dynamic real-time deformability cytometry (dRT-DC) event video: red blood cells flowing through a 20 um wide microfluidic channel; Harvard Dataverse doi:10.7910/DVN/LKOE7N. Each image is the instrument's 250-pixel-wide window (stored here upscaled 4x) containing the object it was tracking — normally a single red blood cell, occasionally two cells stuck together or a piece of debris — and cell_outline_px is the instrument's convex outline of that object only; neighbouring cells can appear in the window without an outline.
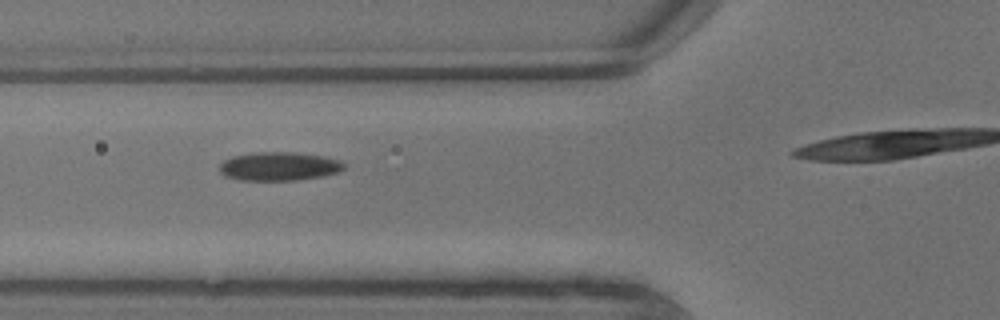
{"species": "common noctule bat (a hibernating species)", "species_latin": "Nyctalus noctula", "temperature_condition": "warm", "stored_images_in_passage": 6, "camera_frame_rate_fps": 3000, "um_per_image_px": 0.085, "animal": {"sex": "male", "body_mass_g": 13.3}, "frame": {"image": 1, "passage_image": 4, "time_ms": 1.0, "image_size_px": [1000, 320], "cell_outline_px": [[344, 168], [336, 172], [320, 176], [296, 180], [240, 180], [224, 176], [220, 172], [220, 164], [224, 160], [232, 156], [252, 152], [296, 152], [324, 156], [340, 160], [344, 164]], "centroid_in_image_um": [23.68, 14.12], "position_along_channel_um": 102.1, "area_um2": 20.75}}
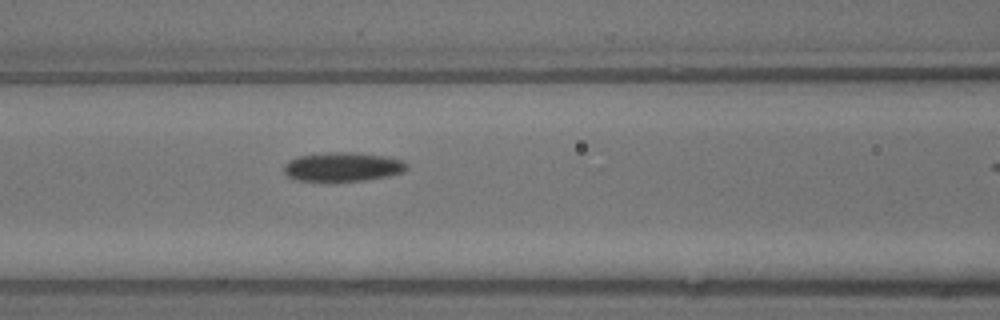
{"frame": {"image": 2, "passage_image": 5, "time_ms": 1.333, "image_size_px": [1000, 320], "cell_outline_px": [[408, 168], [404, 172], [388, 176], [364, 180], [332, 184], [328, 184], [296, 180], [288, 176], [284, 172], [284, 164], [288, 160], [300, 156], [328, 152], [352, 152], [384, 156], [400, 160], [408, 164]], "centroid_in_image_um": [29.08, 14.23], "position_along_channel_um": 137.5, "area_um2": 21.56}}